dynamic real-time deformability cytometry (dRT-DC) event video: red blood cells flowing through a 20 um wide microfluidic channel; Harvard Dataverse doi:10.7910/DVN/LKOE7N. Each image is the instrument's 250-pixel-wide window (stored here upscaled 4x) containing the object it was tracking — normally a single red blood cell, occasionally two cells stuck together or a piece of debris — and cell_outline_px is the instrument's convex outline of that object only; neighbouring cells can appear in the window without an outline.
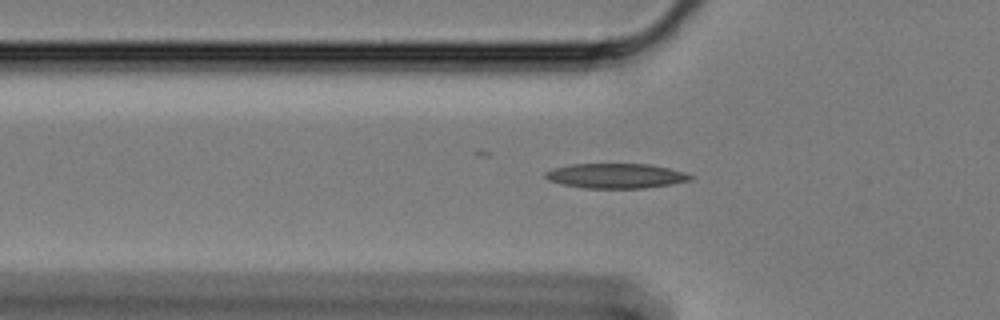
{"species": "Egyptian fruit bat (a non-hibernating species)", "species_latin": "Rousettus aegyptiacus", "temperature_condition": "cold", "stored_images_in_passage": 55, "camera_frame_rate_fps": 3000, "um_per_image_px": 0.085, "animal": {"sex": "female"}, "frame": {"image": 1, "passage_image": 19, "time_ms": 6.0, "image_size_px": [1000, 320], "cell_outline_px": [[692, 180], [644, 188], [584, 188], [560, 184], [548, 180], [544, 176], [544, 172], [552, 168], [572, 164], [652, 164], [684, 172], [692, 176]], "centroid_in_image_um": [52.29, 14.94], "position_along_channel_um": 73.5, "area_um2": 20.98}}
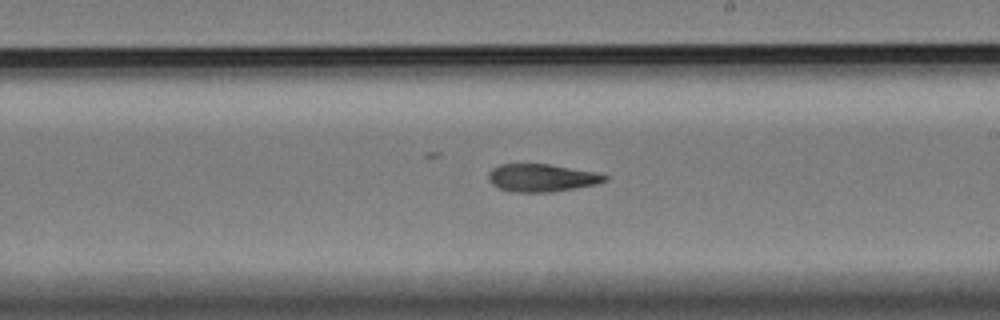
{"frame": {"image": 2, "passage_image": 34, "time_ms": 11.0, "image_size_px": [1000, 320], "cell_outline_px": [[608, 180], [596, 184], [576, 188], [552, 192], [516, 192], [500, 188], [492, 184], [488, 180], [488, 172], [492, 168], [500, 164], [548, 164], [596, 172], [608, 176]], "centroid_in_image_um": [46.04, 15.11], "position_along_channel_um": 243.0, "area_um2": 18.79}}
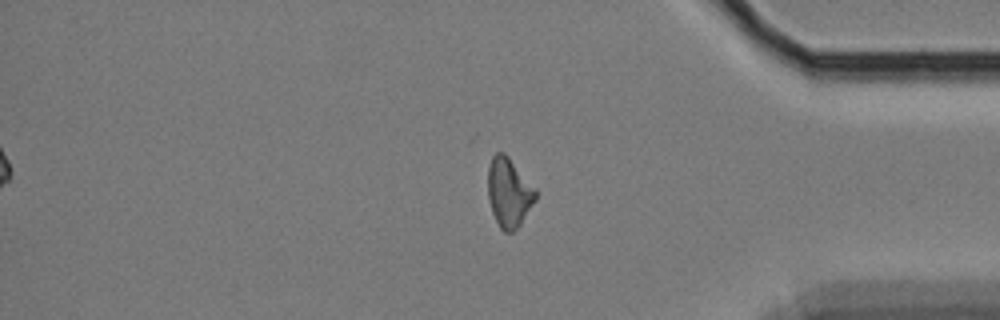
{"frame": {"image": 3, "passage_image": 49, "time_ms": 16.0, "image_size_px": [1000, 320], "cell_outline_px": [[536, 200], [520, 224], [512, 232], [504, 232], [500, 228], [492, 212], [488, 200], [488, 164], [492, 156], [496, 152], [504, 152], [508, 156], [536, 188]], "centroid_in_image_um": [43.25, 16.34], "position_along_channel_um": 392.0, "area_um2": 19.31}}